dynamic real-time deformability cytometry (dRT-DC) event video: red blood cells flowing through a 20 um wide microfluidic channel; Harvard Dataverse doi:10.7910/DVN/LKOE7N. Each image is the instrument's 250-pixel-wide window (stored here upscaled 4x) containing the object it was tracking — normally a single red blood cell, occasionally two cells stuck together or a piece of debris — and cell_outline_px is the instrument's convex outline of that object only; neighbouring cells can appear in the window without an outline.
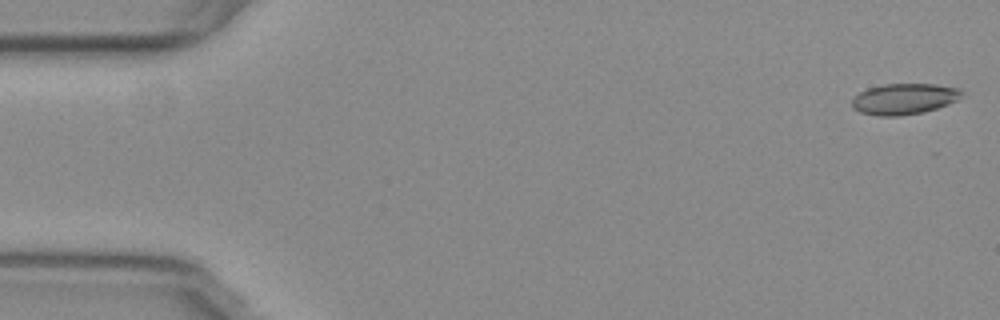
{"species": "common noctule bat (a hibernating species)", "species_latin": "Nyctalus noctula", "temperature_condition": "warm", "stored_images_in_passage": 54, "camera_frame_rate_fps": 3000, "um_per_image_px": 0.085, "animal": {"sex": "female", "body_mass_g": 29.2, "forearm_length_mm": 56.3}, "frame": {"image": 1, "passage_image": 1, "time_ms": 0.0, "image_size_px": [1000, 320], "cell_outline_px": [[964, 92], [956, 100], [948, 104], [924, 112], [900, 116], [876, 116], [860, 112], [852, 108], [852, 96], [868, 88], [884, 84], [936, 84], [960, 88]], "centroid_in_image_um": [76.82, 8.41], "position_along_channel_um": 8.2, "area_um2": 19.94}}
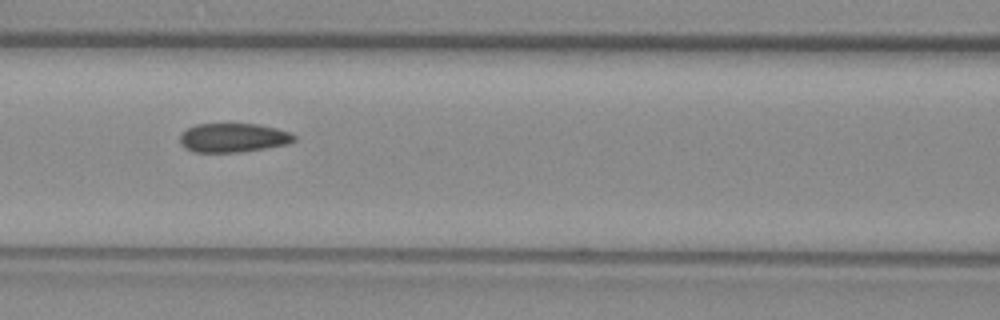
{"frame": {"image": 2, "passage_image": 23, "time_ms": 7.333, "image_size_px": [1000, 320], "cell_outline_px": [[296, 140], [288, 144], [244, 152], [192, 152], [184, 148], [180, 144], [180, 136], [188, 128], [196, 124], [256, 124], [276, 128], [288, 132], [296, 136]], "centroid_in_image_um": [19.82, 11.72], "position_along_channel_um": 146.8, "area_um2": 19.36}}
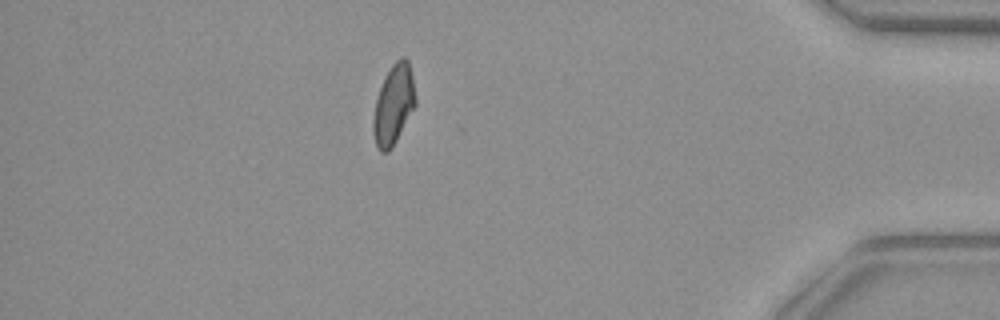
{"frame": {"image": 3, "passage_image": 47, "time_ms": 15.333, "image_size_px": [1000, 320], "cell_outline_px": [[416, 104], [392, 148], [388, 152], [380, 152], [376, 148], [372, 132], [372, 120], [376, 100], [384, 76], [392, 64], [400, 56], [404, 56], [408, 60], [412, 76], [416, 96]], "centroid_in_image_um": [33.44, 8.9], "position_along_channel_um": 401.8, "area_um2": 19.83}, "authors_computed_cell_mechanics": {"area_um2": 20.0277, "velocity_mm_per_s": 3.7872, "shape_relaxation_time_tau1_ms": null, "shape_relaxation_time_tau2_ms": 1.7256, "deformation_change_tau1": null, "deformation_change_tau2": 0.0884}}